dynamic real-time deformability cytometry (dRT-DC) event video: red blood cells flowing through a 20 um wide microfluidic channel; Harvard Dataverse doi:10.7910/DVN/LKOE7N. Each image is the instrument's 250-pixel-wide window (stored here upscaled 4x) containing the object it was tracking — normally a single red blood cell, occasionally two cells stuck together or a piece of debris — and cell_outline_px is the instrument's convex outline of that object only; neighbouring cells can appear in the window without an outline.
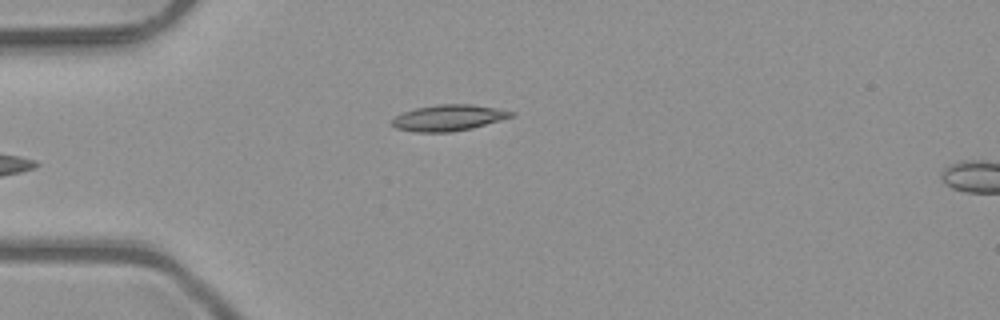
{"species": "common noctule bat (a hibernating species)", "species_latin": "Nyctalus noctula", "temperature_condition": "room temperature", "stored_images_in_passage": 4, "camera_frame_rate_fps": 3000, "um_per_image_px": 0.085, "animal": {"sex": "male", "body_mass_g": 23.1, "forearm_length_mm": 52.7}, "frame": {"image": 1, "passage_image": 4, "time_ms": 1.0, "image_size_px": [1000, 320], "cell_outline_px": [[516, 112], [512, 116], [500, 120], [472, 128], [452, 132], [416, 132], [396, 128], [392, 124], [392, 120], [396, 116], [404, 112], [416, 108], [436, 104], [472, 104], [496, 108]], "centroid_in_image_um": [38.13, 10.01], "position_along_channel_um": 46.9, "area_um2": 17.98}}